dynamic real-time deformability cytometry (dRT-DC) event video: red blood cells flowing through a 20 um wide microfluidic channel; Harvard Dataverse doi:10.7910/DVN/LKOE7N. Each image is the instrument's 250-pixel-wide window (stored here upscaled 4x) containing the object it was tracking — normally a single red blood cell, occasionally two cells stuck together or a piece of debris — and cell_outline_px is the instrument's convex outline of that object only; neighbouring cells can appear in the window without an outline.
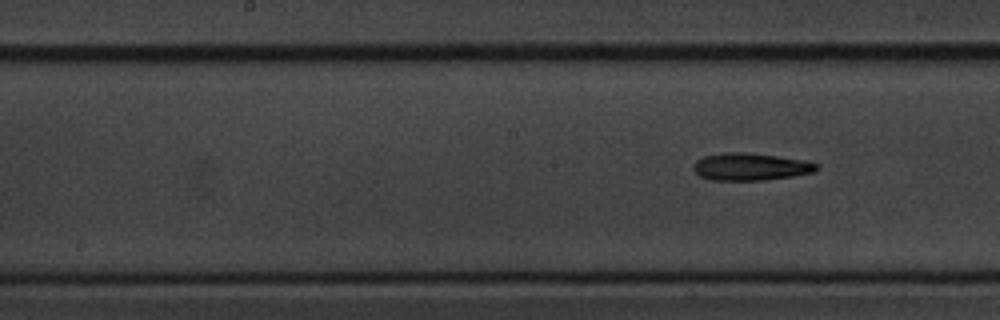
{"species": "common noctule bat (a hibernating species)", "species_latin": "Nyctalus noctula", "temperature_condition": "cold", "stored_images_in_passage": 9, "segment_of_instrument_passage": [2, 2], "camera_frame_rate_fps": 3000, "um_per_image_px": 0.085, "animal": {"sex": "male", "body_mass_g": 20.1, "forearm_length_mm": 53.5}, "frame": {"image": 1, "passage_image": 9, "time_ms": 10.333, "image_size_px": [1000, 320], "cell_outline_px": [[820, 168], [812, 172], [792, 176], [764, 180], [712, 180], [700, 176], [692, 168], [692, 164], [696, 160], [704, 156], [724, 152], [744, 152], [808, 160], [820, 164]], "centroid_in_image_um": [63.8, 14.16], "position_along_channel_um": 184.4, "area_um2": 19.77}}